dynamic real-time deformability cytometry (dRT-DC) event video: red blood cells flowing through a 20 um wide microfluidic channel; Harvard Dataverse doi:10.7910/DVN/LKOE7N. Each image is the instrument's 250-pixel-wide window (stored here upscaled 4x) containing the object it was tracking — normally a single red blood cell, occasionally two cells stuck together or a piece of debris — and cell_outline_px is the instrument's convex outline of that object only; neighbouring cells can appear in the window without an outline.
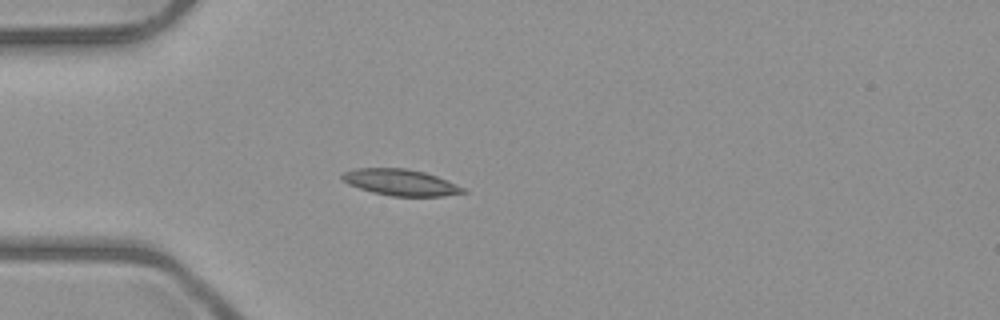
{"species": "common noctule bat (a hibernating species)", "species_latin": "Nyctalus noctula", "temperature_condition": "room temperature", "stored_images_in_passage": 4, "camera_frame_rate_fps": 3000, "um_per_image_px": 0.085, "animal": {"sex": "male", "body_mass_g": 23.1, "forearm_length_mm": 52.7}, "frame": {"image": 1, "passage_image": 4, "time_ms": 3.333, "image_size_px": [1000, 320], "cell_outline_px": [[468, 192], [444, 196], [392, 196], [372, 192], [348, 184], [340, 176], [344, 172], [356, 168], [404, 168], [424, 172], [436, 176], [464, 188]], "centroid_in_image_um": [34.04, 15.5], "position_along_channel_um": 51.0, "area_um2": 18.32}}